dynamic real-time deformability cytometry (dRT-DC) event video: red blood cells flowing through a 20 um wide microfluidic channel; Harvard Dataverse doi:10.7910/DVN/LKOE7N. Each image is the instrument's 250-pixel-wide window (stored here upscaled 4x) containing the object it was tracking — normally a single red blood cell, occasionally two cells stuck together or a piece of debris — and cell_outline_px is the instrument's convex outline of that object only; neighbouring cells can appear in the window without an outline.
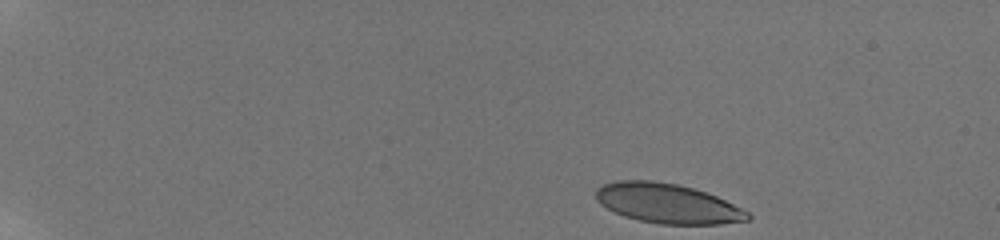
{"species": "human", "species_latin": "Homo sapiens", "temperature_condition": "room temperature", "stored_images_in_passage": 14, "camera_frame_rate_fps": 3000, "um_per_image_px": 0.085, "donor": {"sex": "male"}, "frame": {"image": 1, "passage_image": 1, "time_ms": 0.0, "image_size_px": [1000, 240], "cell_outline_px": [[752, 216], [748, 220], [720, 224], [660, 224], [640, 220], [624, 216], [600, 204], [596, 200], [596, 188], [604, 184], [616, 180], [652, 180], [676, 184], [692, 188], [716, 196], [748, 212]], "centroid_in_image_um": [56.71, 17.29], "position_along_channel_um": 28.3, "area_um2": 34.8}}
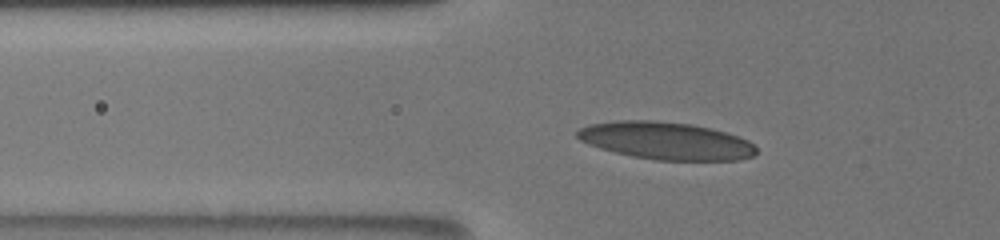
{"frame": {"image": 2, "passage_image": 12, "time_ms": 4.333, "image_size_px": [1000, 240], "cell_outline_px": [[756, 152], [752, 156], [736, 160], [656, 160], [632, 156], [600, 148], [588, 144], [580, 140], [576, 136], [576, 132], [580, 128], [588, 124], [620, 120], [652, 120], [692, 124], [712, 128], [748, 140], [756, 148]], "centroid_in_image_um": [56.58, 11.96], "position_along_channel_um": 69.2, "area_um2": 38.96}}